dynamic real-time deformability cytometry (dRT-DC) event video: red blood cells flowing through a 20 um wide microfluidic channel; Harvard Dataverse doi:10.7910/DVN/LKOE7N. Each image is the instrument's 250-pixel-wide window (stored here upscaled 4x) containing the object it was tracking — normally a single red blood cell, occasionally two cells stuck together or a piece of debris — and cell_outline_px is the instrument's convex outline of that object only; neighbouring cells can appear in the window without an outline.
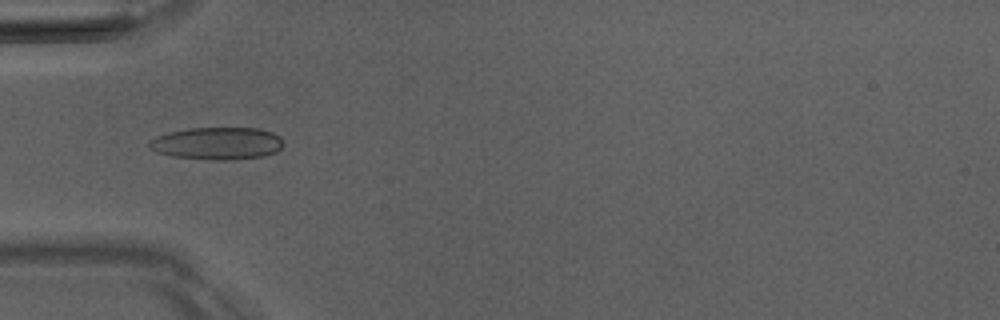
{"species": "Egyptian fruit bat (a non-hibernating species)", "species_latin": "Rousettus aegyptiacus", "temperature_condition": "room temperature", "stored_images_in_passage": 5, "camera_frame_rate_fps": 3000, "um_per_image_px": 0.085, "animal": {"sex": "male"}, "frame": {"image": 1, "passage_image": 5, "time_ms": 4.667, "image_size_px": [1000, 320], "cell_outline_px": [[280, 148], [276, 152], [264, 156], [232, 160], [216, 160], [172, 156], [156, 152], [148, 148], [148, 140], [156, 136], [168, 132], [188, 128], [260, 128], [272, 132], [280, 136]], "centroid_in_image_um": [18.41, 12.18], "position_along_channel_um": 66.6, "area_um2": 25.43}}